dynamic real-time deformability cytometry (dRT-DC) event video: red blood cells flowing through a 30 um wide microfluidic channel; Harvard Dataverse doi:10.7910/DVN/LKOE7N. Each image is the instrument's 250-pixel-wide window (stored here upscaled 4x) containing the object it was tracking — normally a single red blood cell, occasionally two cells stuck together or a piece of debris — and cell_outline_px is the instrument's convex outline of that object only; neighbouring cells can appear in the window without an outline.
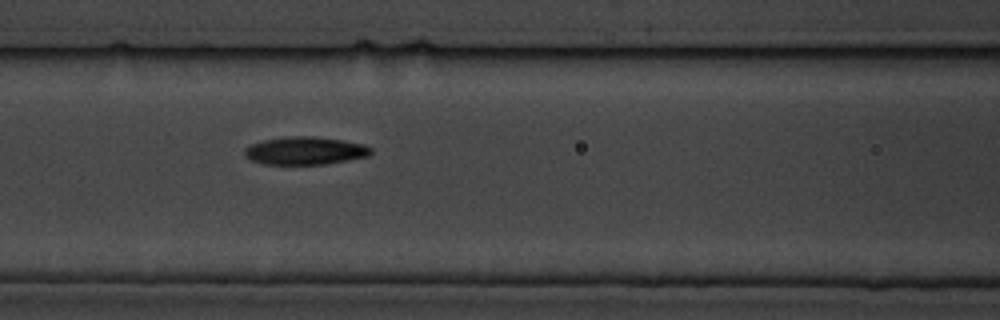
{"species": "common noctule bat (a hibernating species)", "species_latin": "Nyctalus noctula", "temperature_condition": "cold", "stored_images_in_passage": 6, "camera_frame_rate_fps": 3000, "um_per_image_px": 0.085, "animal": {"sex": "male", "body_mass_g": 19.5, "forearm_length_mm": 54.6}, "frame": {"image": 1, "passage_image": 6, "time_ms": 6.667, "image_size_px": [1000, 320], "cell_outline_px": [[372, 152], [368, 156], [324, 164], [264, 164], [252, 160], [244, 156], [244, 148], [252, 144], [264, 140], [284, 136], [316, 136], [344, 140], [364, 144], [372, 148]], "centroid_in_image_um": [25.93, 12.8], "position_along_channel_um": 140.7, "area_um2": 20.58}}